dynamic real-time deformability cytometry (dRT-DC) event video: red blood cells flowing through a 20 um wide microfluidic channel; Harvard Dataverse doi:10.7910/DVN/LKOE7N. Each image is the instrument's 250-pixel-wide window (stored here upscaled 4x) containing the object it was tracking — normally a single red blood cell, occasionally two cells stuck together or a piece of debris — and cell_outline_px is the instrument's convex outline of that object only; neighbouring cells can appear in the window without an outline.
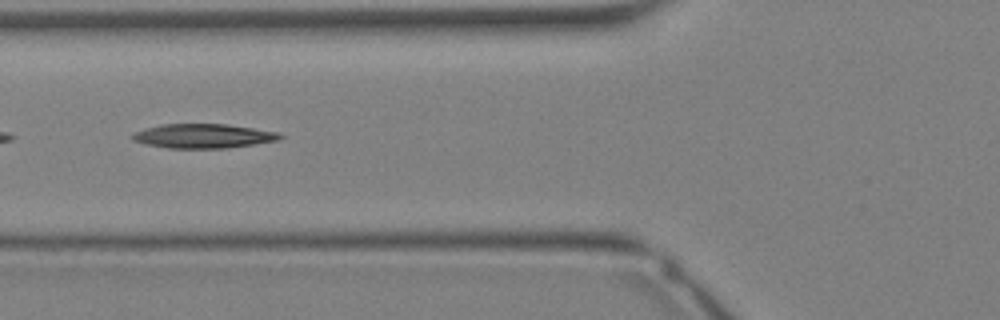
{"species": "Egyptian fruit bat (a non-hibernating species)", "species_latin": "Rousettus aegyptiacus", "temperature_condition": "warm", "stored_images_in_passage": 18, "segment_of_instrument_passage": [2, 2], "camera_frame_rate_fps": 3000, "um_per_image_px": 0.085, "animal": {"sex": "female"}, "frame": {"image": 1, "passage_image": 13, "time_ms": 4.0, "image_size_px": [1000, 320], "cell_outline_px": [[284, 136], [280, 140], [228, 148], [168, 148], [144, 144], [132, 140], [132, 136], [136, 132], [144, 128], [164, 124], [224, 124], [280, 132]], "centroid_in_image_um": [17.3, 11.56], "position_along_channel_um": 108.5, "area_um2": 20.87}}
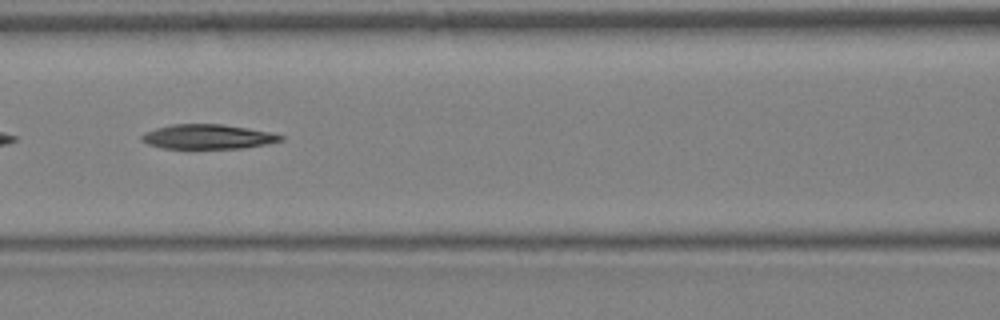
{"frame": {"image": 2, "passage_image": 15, "time_ms": 4.667, "image_size_px": [1000, 320], "cell_outline_px": [[284, 140], [264, 144], [240, 148], [164, 148], [148, 144], [140, 140], [140, 136], [156, 128], [172, 124], [224, 124], [272, 132], [284, 136]], "centroid_in_image_um": [17.68, 11.61], "position_along_channel_um": 148.9, "area_um2": 19.77}}